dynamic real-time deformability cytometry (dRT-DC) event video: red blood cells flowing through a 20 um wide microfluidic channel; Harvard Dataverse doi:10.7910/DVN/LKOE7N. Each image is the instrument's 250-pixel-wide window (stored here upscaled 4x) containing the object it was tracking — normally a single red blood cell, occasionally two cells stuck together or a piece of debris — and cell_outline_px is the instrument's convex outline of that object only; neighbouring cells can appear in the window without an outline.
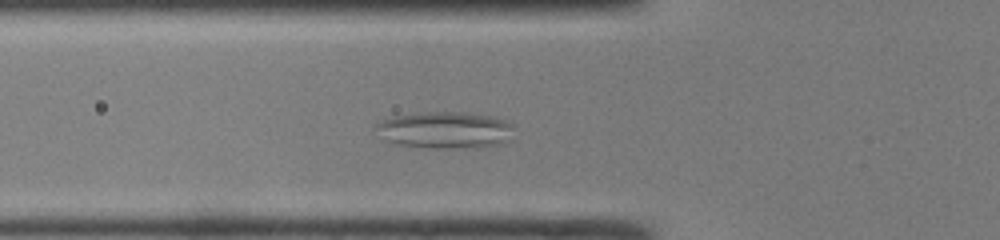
{"species": "common noctule bat (a hibernating species)", "species_latin": "Nyctalus noctula", "temperature_condition": "room temperature", "stored_images_in_passage": 37, "camera_frame_rate_fps": 3000, "um_per_image_px": 0.085, "animal": {"sex": "male", "body_mass_g": 19.0, "forearm_length_mm": 50.8}, "frame": {"image": 1, "passage_image": 10, "time_ms": 3.0, "image_size_px": [1000, 240], "cell_outline_px": [[516, 124], [508, 140], [504, 144], [480, 148], [428, 148], [388, 144], [384, 140], [376, 124], [384, 120], [396, 116], [428, 112], [460, 112], [496, 116], [508, 120]], "centroid_in_image_um": [37.93, 11.08], "position_along_channel_um": 87.9, "area_um2": 30.11}}
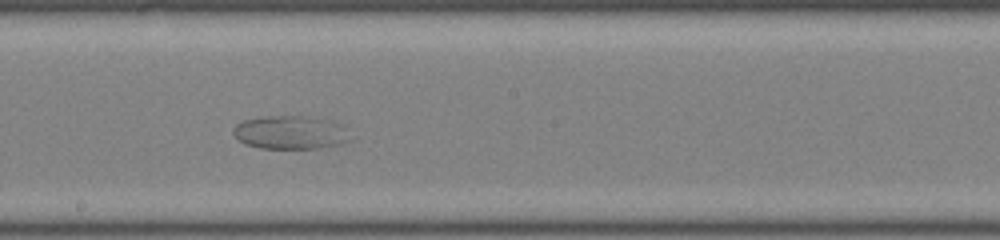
{"frame": {"image": 2, "passage_image": 20, "time_ms": 6.333, "image_size_px": [1000, 240], "cell_outline_px": [[356, 140], [344, 144], [320, 148], [260, 148], [244, 144], [232, 132], [232, 128], [236, 124], [244, 120], [268, 116], [300, 116], [344, 124]], "centroid_in_image_um": [24.78, 11.28], "position_along_channel_um": 223.4, "area_um2": 23.06}}
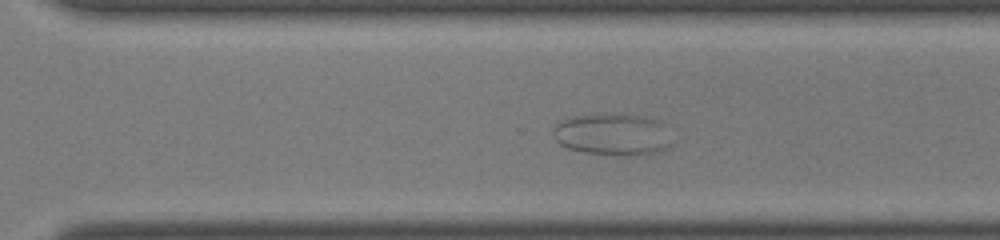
{"frame": {"image": 3, "passage_image": 27, "time_ms": 8.667, "image_size_px": [1000, 240], "cell_outline_px": [[672, 144], [668, 148], [656, 152], [632, 156], [628, 156], [584, 152], [568, 148], [560, 144], [552, 136], [552, 128], [560, 120], [572, 116], [640, 116], [664, 120]], "centroid_in_image_um": [52.09, 11.45], "position_along_channel_um": 318.5, "area_um2": 28.78}}